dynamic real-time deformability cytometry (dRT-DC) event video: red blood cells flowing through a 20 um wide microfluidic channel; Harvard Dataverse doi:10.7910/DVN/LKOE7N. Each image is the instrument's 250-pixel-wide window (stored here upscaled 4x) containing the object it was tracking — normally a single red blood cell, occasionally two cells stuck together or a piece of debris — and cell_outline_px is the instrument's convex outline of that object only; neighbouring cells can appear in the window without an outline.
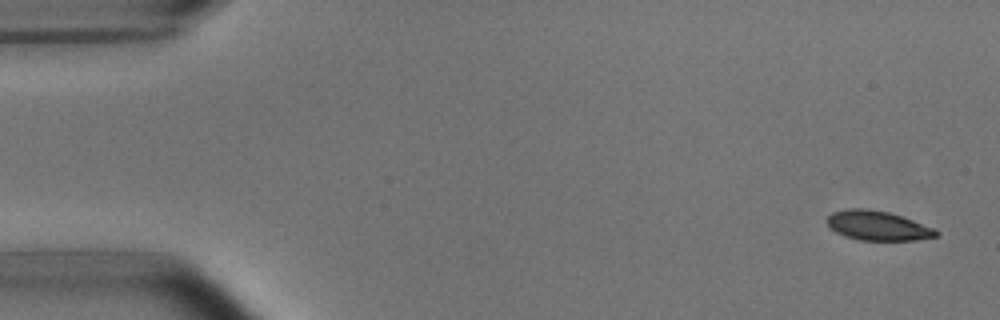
{"species": "common noctule bat (a hibernating species)", "species_latin": "Nyctalus noctula", "temperature_condition": "room temperature", "stored_images_in_passage": 4, "camera_frame_rate_fps": 3000, "um_per_image_px": 0.085, "animal": {"sex": "male", "body_mass_g": 15.6}, "frame": {"image": 1, "passage_image": 1, "time_ms": 0.0, "image_size_px": [1000, 320], "cell_outline_px": [[940, 232], [936, 236], [916, 240], [860, 240], [844, 236], [836, 232], [828, 224], [828, 216], [832, 212], [848, 208], [864, 208], [888, 212], [912, 220], [932, 228]], "centroid_in_image_um": [74.58, 19.18], "position_along_channel_um": 10.4, "area_um2": 18.44}}
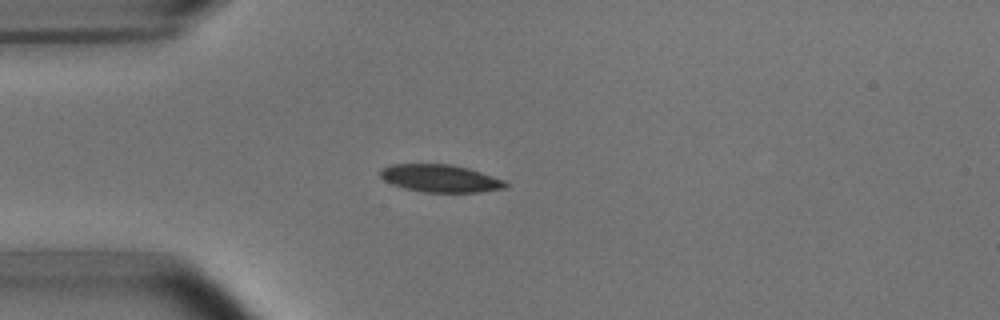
{"frame": {"image": 2, "passage_image": 4, "time_ms": 4.0, "image_size_px": [1000, 320], "cell_outline_px": [[508, 188], [480, 192], [424, 192], [404, 188], [392, 184], [384, 180], [380, 176], [380, 168], [392, 164], [452, 164], [468, 168], [504, 180], [508, 184]], "centroid_in_image_um": [37.42, 15.16], "position_along_channel_um": 47.6, "area_um2": 20.17}}